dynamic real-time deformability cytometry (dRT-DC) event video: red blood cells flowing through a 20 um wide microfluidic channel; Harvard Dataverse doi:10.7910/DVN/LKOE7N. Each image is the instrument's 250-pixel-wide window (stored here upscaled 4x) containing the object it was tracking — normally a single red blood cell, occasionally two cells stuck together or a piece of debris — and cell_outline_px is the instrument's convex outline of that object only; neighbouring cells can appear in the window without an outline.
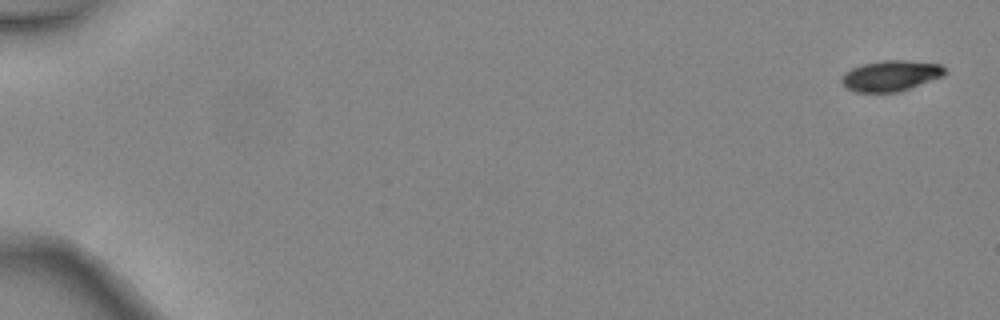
{"species": "common noctule bat (a hibernating species)", "species_latin": "Nyctalus noctula", "temperature_condition": "warm", "stored_images_in_passage": 3, "camera_frame_rate_fps": 3000, "um_per_image_px": 0.085, "animal": {"sex": "female", "body_mass_g": 24.6, "forearm_length_mm": 56.2}, "frame": {"image": 1, "passage_image": 1, "time_ms": 0.0, "image_size_px": [1000, 320], "cell_outline_px": [[948, 72], [944, 76], [900, 92], [856, 92], [848, 88], [840, 80], [844, 72], [852, 68], [864, 64], [884, 60], [904, 60], [940, 64]], "centroid_in_image_um": [75.75, 6.44], "position_along_channel_um": 9.3, "area_um2": 18.5}}